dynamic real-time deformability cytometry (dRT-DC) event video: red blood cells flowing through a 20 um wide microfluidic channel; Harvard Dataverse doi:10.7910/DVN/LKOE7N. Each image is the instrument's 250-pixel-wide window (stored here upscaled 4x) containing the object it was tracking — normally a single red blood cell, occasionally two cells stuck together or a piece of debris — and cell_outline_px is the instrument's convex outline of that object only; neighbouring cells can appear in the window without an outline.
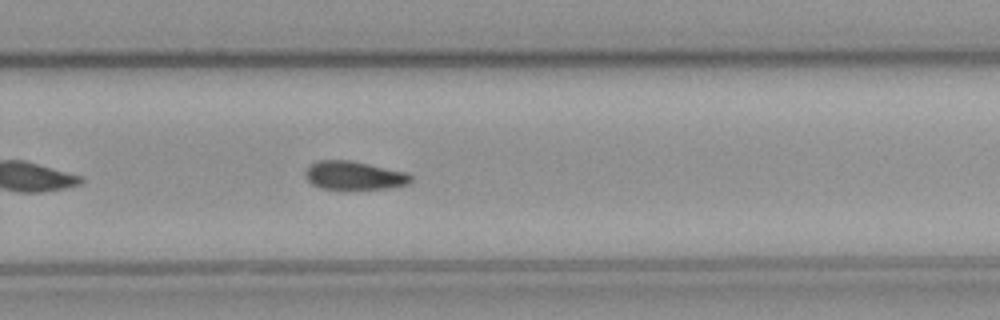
{"species": "common noctule bat (a hibernating species)", "species_latin": "Nyctalus noctula", "temperature_condition": "cold", "stored_images_in_passage": 26, "camera_frame_rate_fps": 3000, "um_per_image_px": 0.085, "animal": {"sex": "male", "body_mass_g": 23.1, "forearm_length_mm": 52.7}, "frame": {"image": 1, "passage_image": 22, "time_ms": 7.0, "image_size_px": [1000, 320], "cell_outline_px": [[412, 180], [408, 184], [388, 188], [340, 192], [320, 188], [312, 184], [304, 176], [304, 172], [308, 164], [316, 160], [348, 160], [408, 172], [412, 176]], "centroid_in_image_um": [30.05, 14.96], "position_along_channel_um": 299.8, "area_um2": 18.44}}